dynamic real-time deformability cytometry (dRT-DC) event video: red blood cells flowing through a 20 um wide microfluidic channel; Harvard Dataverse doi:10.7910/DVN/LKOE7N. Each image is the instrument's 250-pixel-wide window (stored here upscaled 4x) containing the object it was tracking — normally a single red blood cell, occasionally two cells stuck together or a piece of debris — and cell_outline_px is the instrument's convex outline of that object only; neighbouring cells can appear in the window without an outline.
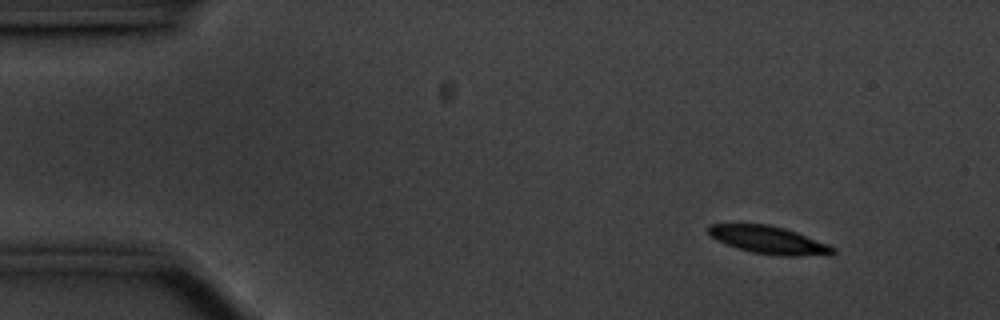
{"species": "common noctule bat (a hibernating species)", "species_latin": "Nyctalus noctula", "temperature_condition": "cold", "stored_images_in_passage": 52, "camera_frame_rate_fps": 3000, "um_per_image_px": 0.085, "animal": {"sex": "male", "body_mass_g": 20.1, "forearm_length_mm": 53.5}, "frame": {"image": 1, "passage_image": 1, "time_ms": 0.0, "image_size_px": [1000, 320], "cell_outline_px": [[836, 252], [832, 256], [780, 256], [752, 252], [736, 248], [716, 240], [708, 232], [708, 224], [768, 224], [784, 228], [796, 232], [828, 244], [836, 248]], "centroid_in_image_um": [65.4, 20.42], "position_along_channel_um": 19.6, "area_um2": 20.29}}
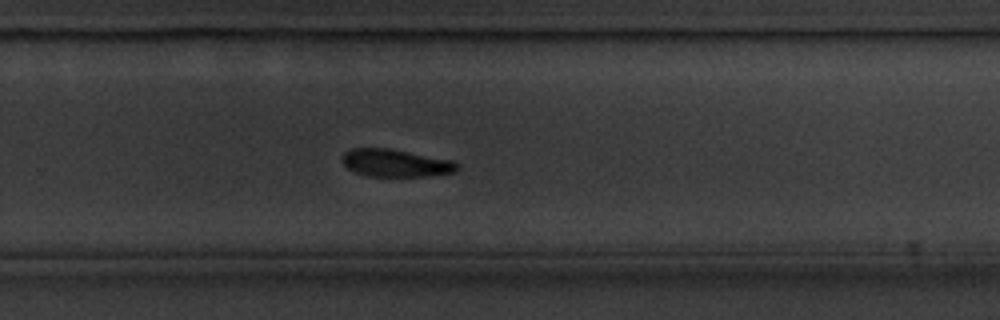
{"frame": {"image": 2, "passage_image": 32, "time_ms": 10.333, "image_size_px": [1000, 320], "cell_outline_px": [[460, 168], [456, 172], [424, 176], [368, 176], [356, 172], [348, 168], [340, 160], [344, 152], [352, 148], [388, 148], [452, 160], [460, 164]], "centroid_in_image_um": [33.64, 13.85], "position_along_channel_um": 296.2, "area_um2": 18.5}}
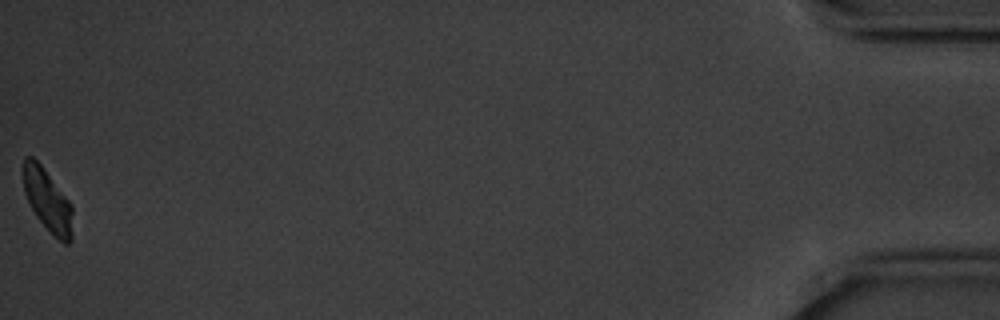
{"frame": {"image": 3, "passage_image": 52, "time_ms": 17.0, "image_size_px": [1000, 320], "cell_outline_px": [[72, 240], [68, 244], [64, 244], [36, 216], [24, 192], [20, 172], [20, 168], [24, 156], [32, 156], [40, 164], [72, 204]], "centroid_in_image_um": [4.0, 16.96], "position_along_channel_um": 431.2, "area_um2": 18.03}, "authors_computed_cell_mechanics": {"area_um2": 20.3745, "velocity_mm_per_s": 3.4825, "shape_relaxation_time_tau1_ms": 2.1138, "shape_relaxation_time_tau2_ms": null, "deformation_change_tau1": 0.1002, "deformation_change_tau2": null}}